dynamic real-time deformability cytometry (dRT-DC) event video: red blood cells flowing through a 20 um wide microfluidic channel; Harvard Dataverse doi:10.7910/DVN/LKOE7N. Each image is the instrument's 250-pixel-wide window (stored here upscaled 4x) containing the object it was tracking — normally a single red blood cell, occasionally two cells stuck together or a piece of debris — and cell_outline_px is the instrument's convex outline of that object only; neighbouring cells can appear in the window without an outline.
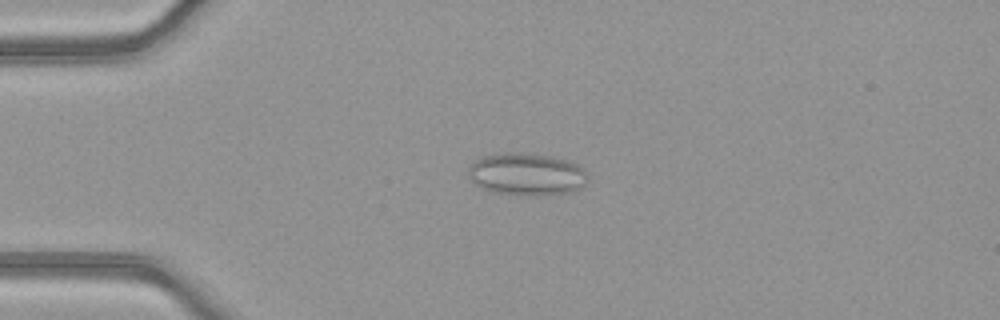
{"species": "common noctule bat (a hibernating species)", "species_latin": "Nyctalus noctula", "temperature_condition": "warm", "stored_images_in_passage": 51, "camera_frame_rate_fps": 3000, "um_per_image_px": 0.085, "animal": {"sex": "female", "body_mass_g": 21.9}, "frame": {"image": 1, "passage_image": 13, "time_ms": 4.0, "image_size_px": [1000, 320], "cell_outline_px": [[588, 180], [576, 192], [536, 196], [528, 196], [492, 192], [476, 184], [468, 176], [468, 168], [476, 160], [484, 156], [504, 152], [516, 152], [552, 156], [576, 164], [588, 172]], "centroid_in_image_um": [44.8, 14.82], "position_along_channel_um": 40.2, "area_um2": 29.71}}
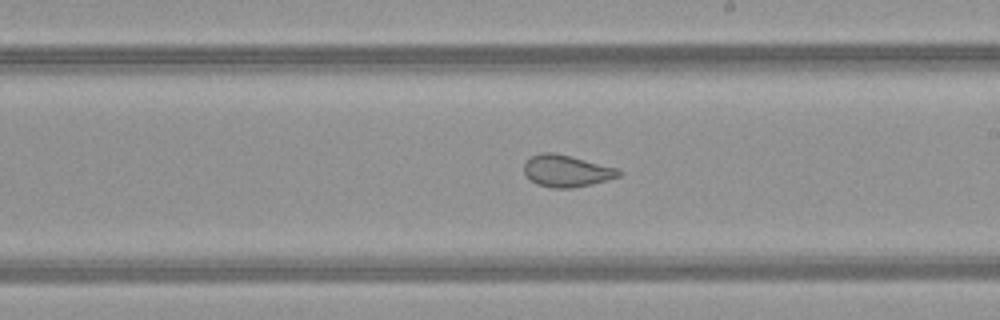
{"frame": {"image": 2, "passage_image": 30, "time_ms": 9.667, "image_size_px": [1000, 320], "cell_outline_px": [[624, 172], [620, 176], [592, 184], [572, 188], [552, 188], [536, 184], [524, 172], [524, 164], [532, 156], [540, 152], [552, 152], [572, 156], [620, 168]], "centroid_in_image_um": [48.21, 14.52], "position_along_channel_um": 240.8, "area_um2": 17.74}}
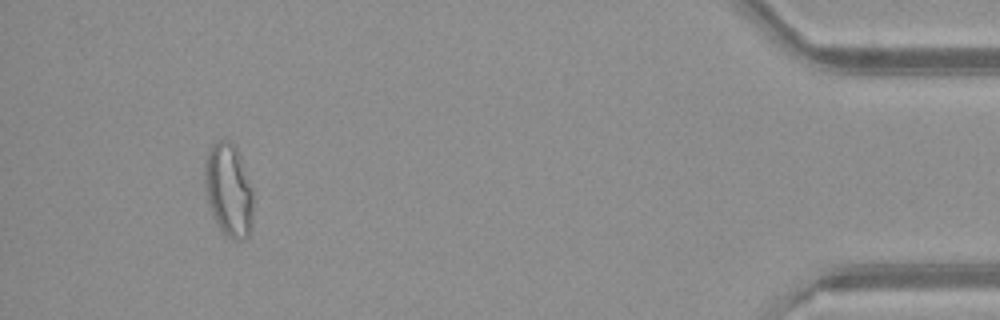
{"frame": {"image": 3, "passage_image": 48, "time_ms": 15.667, "image_size_px": [1000, 320], "cell_outline_px": [[252, 228], [248, 236], [244, 240], [236, 240], [228, 236], [220, 228], [212, 216], [204, 192], [204, 160], [212, 144], [216, 140], [228, 140], [236, 148], [240, 156], [252, 188]], "centroid_in_image_um": [19.41, 16.16], "position_along_channel_um": 415.8, "area_um2": 26.59}, "authors_computed_cell_mechanics": {"area_um2": 23.12, "velocity_mm_per_s": 4.0607, "shape_relaxation_time_tau1_ms": null, "shape_relaxation_time_tau2_ms": 1.0532, "deformation_change_tau1": null, "deformation_change_tau2": 0.0713}}